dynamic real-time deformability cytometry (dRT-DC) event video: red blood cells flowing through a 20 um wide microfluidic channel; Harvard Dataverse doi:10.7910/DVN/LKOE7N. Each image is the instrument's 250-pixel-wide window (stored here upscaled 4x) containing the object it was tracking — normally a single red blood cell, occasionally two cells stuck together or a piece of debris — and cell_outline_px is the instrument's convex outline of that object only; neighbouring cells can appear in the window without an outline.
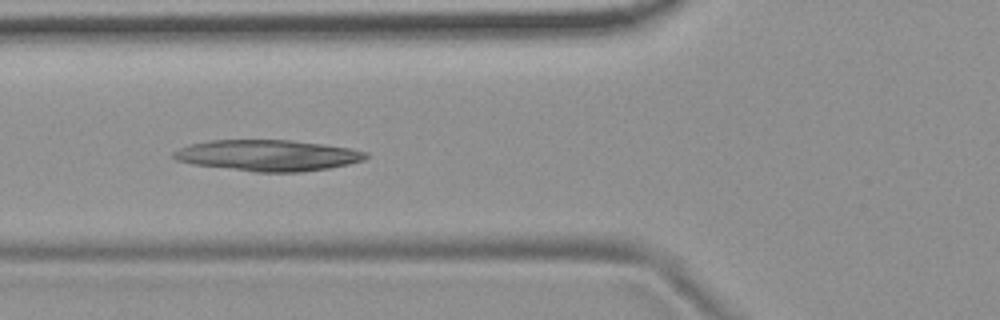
{"species": "common noctule bat (a hibernating species)", "species_latin": "Nyctalus noctula", "temperature_condition": "room temperature", "stored_images_in_passage": 10, "camera_frame_rate_fps": 3000, "um_per_image_px": 0.085, "animal": {"sex": "female", "body_mass_g": 19.9}, "frame": {"image": 1, "passage_image": 6, "time_ms": 1.667, "image_size_px": [1000, 320], "cell_outline_px": [[368, 156], [364, 160], [348, 164], [328, 168], [300, 172], [252, 172], [192, 164], [176, 160], [172, 156], [172, 152], [180, 148], [192, 144], [208, 140], [292, 140], [352, 148], [368, 152]], "centroid_in_image_um": [22.77, 13.21], "position_along_channel_um": 103.0, "area_um2": 34.97}}
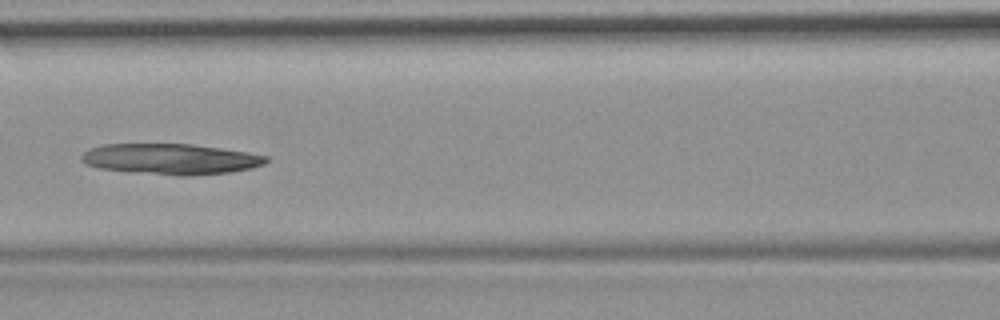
{"frame": {"image": 2, "passage_image": 7, "time_ms": 2.0, "image_size_px": [1000, 320], "cell_outline_px": [[268, 160], [264, 164], [252, 168], [232, 172], [192, 176], [176, 176], [100, 168], [84, 164], [80, 160], [80, 156], [88, 148], [104, 144], [192, 144], [248, 152], [268, 156]], "centroid_in_image_um": [14.51, 13.52], "position_along_channel_um": 152.1, "area_um2": 33.23}}
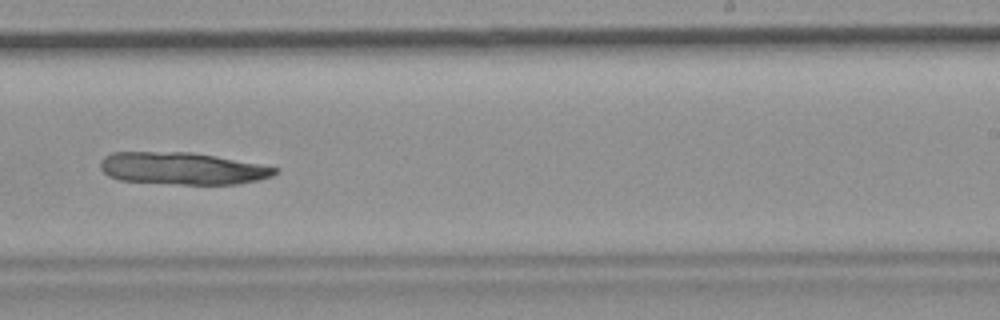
{"frame": {"image": 3, "passage_image": 10, "time_ms": 3.0, "image_size_px": [1000, 320], "cell_outline_px": [[280, 172], [272, 176], [260, 180], [236, 184], [180, 184], [120, 180], [108, 176], [100, 168], [100, 160], [104, 156], [112, 152], [192, 152], [260, 164], [280, 168]], "centroid_in_image_um": [15.51, 14.31], "position_along_channel_um": 273.5, "area_um2": 32.83}}